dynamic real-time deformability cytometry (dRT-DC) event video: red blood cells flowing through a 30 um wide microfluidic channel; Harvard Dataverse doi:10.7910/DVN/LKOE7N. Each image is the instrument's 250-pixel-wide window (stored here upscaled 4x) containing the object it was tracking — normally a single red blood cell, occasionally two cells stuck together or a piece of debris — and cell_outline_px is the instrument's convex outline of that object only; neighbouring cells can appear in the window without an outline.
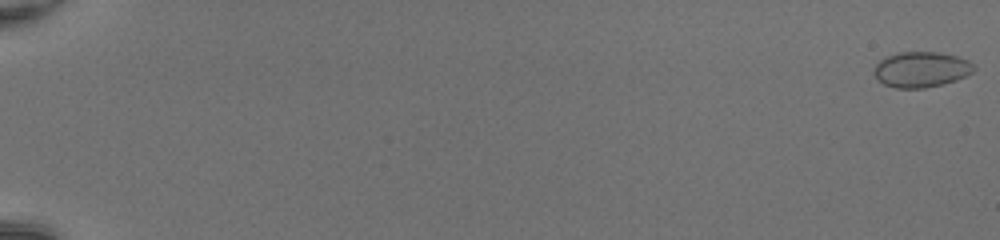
{"species": "common noctule bat (a hibernating species)", "species_latin": "Nyctalus noctula", "temperature_condition": "room temperature", "stored_images_in_passage": 52, "camera_frame_rate_fps": 3000, "um_per_image_px": 0.085, "animal": {"sex": "female", "body_mass_g": 20.0, "forearm_length_mm": 54.0}, "frame": {"image": 1, "passage_image": 1, "time_ms": 0.0, "image_size_px": [1000, 240], "cell_outline_px": [[976, 68], [972, 72], [956, 80], [944, 84], [924, 88], [896, 88], [884, 84], [872, 72], [876, 64], [884, 56], [896, 52], [940, 52], [956, 56], [968, 60]], "centroid_in_image_um": [78.28, 5.89], "position_along_channel_um": 6.7, "area_um2": 20.75}}
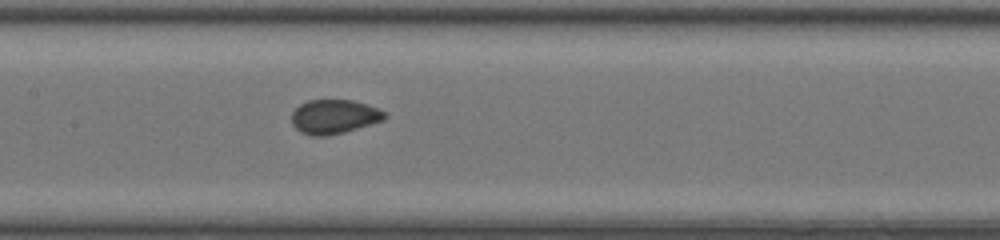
{"frame": {"image": 2, "passage_image": 29, "time_ms": 9.333, "image_size_px": [1000, 240], "cell_outline_px": [[388, 116], [384, 120], [344, 132], [328, 136], [312, 136], [300, 132], [292, 124], [292, 112], [300, 104], [308, 100], [352, 100], [376, 108], [384, 112]], "centroid_in_image_um": [28.37, 9.93], "position_along_channel_um": 179.0, "area_um2": 18.44}}
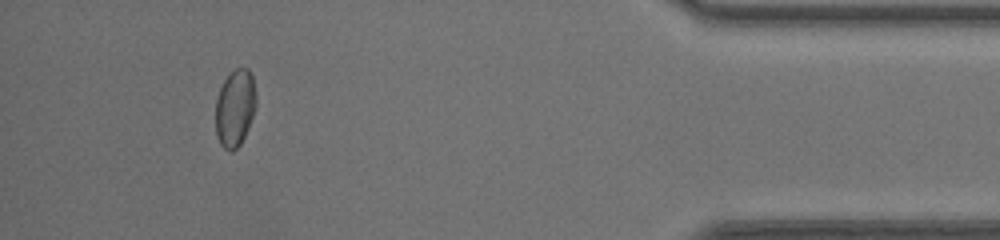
{"frame": {"image": 3, "passage_image": 49, "time_ms": 16.0, "image_size_px": [1000, 240], "cell_outline_px": [[256, 104], [248, 128], [240, 144], [232, 152], [228, 152], [220, 144], [216, 136], [216, 100], [220, 88], [224, 80], [236, 68], [248, 68], [252, 76], [256, 96]], "centroid_in_image_um": [19.97, 9.2], "position_along_channel_um": 415.2, "area_um2": 18.09}, "authors_computed_cell_mechanics": {"area_um2": 18.7272, "velocity_mm_per_s": 4.2482, "shape_relaxation_time_tau1_ms": null, "shape_relaxation_time_tau2_ms": 0.822, "deformation_change_tau1": null, "deformation_change_tau2": 0.0294}}